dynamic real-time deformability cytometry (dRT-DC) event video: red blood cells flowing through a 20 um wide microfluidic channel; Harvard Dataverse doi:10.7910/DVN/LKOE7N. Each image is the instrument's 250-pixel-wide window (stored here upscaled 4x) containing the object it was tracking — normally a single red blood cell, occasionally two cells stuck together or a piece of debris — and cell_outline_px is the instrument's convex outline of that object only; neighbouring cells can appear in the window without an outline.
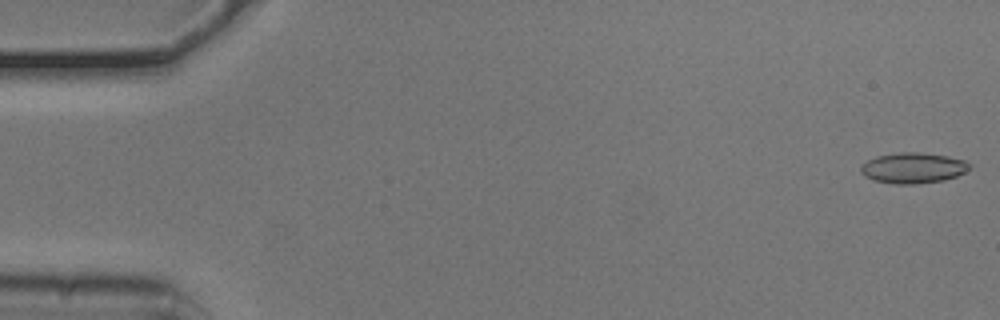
{"species": "common noctule bat (a hibernating species)", "species_latin": "Nyctalus noctula", "temperature_condition": "cold", "stored_images_in_passage": 53, "camera_frame_rate_fps": 3000, "um_per_image_px": 0.085, "animal": {"sex": "male", "body_mass_g": 20.5, "forearm_length_mm": 52.5}, "frame": {"image": 1, "passage_image": 1, "time_ms": 0.0, "image_size_px": [1000, 320], "cell_outline_px": [[972, 164], [964, 172], [956, 176], [944, 180], [912, 184], [896, 184], [872, 180], [864, 176], [860, 172], [860, 168], [868, 160], [876, 156], [900, 152], [916, 152], [948, 156], [964, 160]], "centroid_in_image_um": [77.59, 14.27], "position_along_channel_um": 7.4, "area_um2": 19.31}}
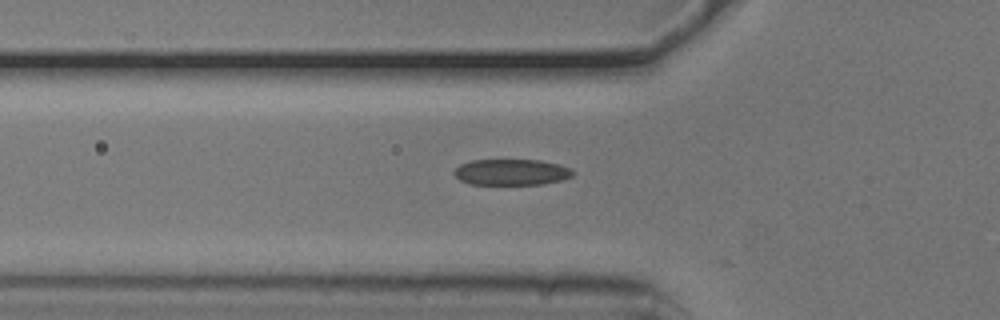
{"frame": {"image": 2, "passage_image": 18, "time_ms": 5.667, "image_size_px": [1000, 320], "cell_outline_px": [[576, 172], [572, 176], [560, 180], [544, 184], [472, 184], [460, 180], [452, 172], [460, 164], [472, 160], [540, 160], [560, 164], [572, 168]], "centroid_in_image_um": [43.51, 14.62], "position_along_channel_um": 82.3, "area_um2": 18.09}}
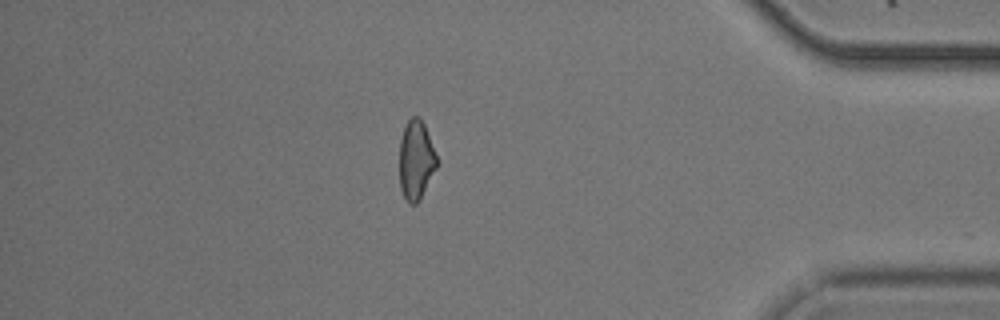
{"frame": {"image": 3, "passage_image": 46, "time_ms": 15.0, "image_size_px": [1000, 320], "cell_outline_px": [[436, 168], [416, 204], [408, 204], [400, 188], [400, 140], [404, 128], [408, 120], [412, 116], [420, 116], [424, 124], [436, 156]], "centroid_in_image_um": [35.33, 13.58], "position_along_channel_um": 399.9, "area_um2": 16.82}, "authors_computed_cell_mechanics": {"area_um2": 18.3804, "velocity_mm_per_s": 3.7802, "shape_relaxation_time_tau1_ms": 4.5087, "shape_relaxation_time_tau2_ms": 1.6111, "deformation_change_tau1": 0.1364, "deformation_change_tau2": 0.0869}}